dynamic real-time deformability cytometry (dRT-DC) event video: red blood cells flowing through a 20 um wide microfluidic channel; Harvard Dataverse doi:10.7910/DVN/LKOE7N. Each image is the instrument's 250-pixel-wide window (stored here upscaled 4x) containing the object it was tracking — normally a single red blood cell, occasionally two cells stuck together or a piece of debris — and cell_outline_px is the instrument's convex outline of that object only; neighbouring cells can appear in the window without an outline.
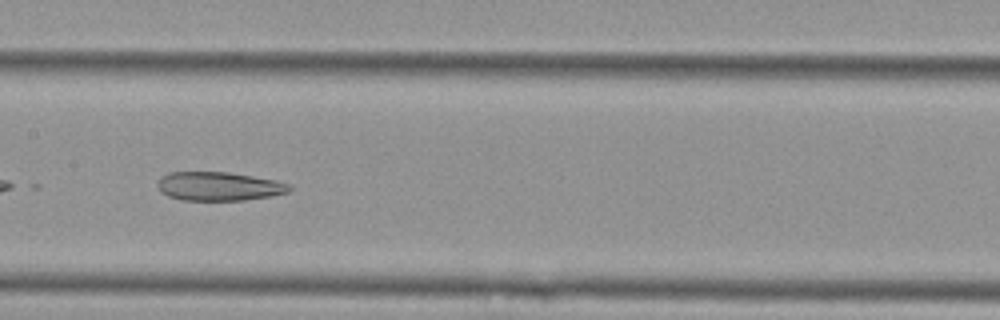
{"species": "Egyptian fruit bat (a non-hibernating species)", "species_latin": "Rousettus aegyptiacus", "temperature_condition": "cold", "stored_images_in_passage": 9, "camera_frame_rate_fps": 3000, "um_per_image_px": 0.085, "animal": {"sex": "female"}, "frame": {"image": 1, "passage_image": 8, "time_ms": 2.333, "image_size_px": [1000, 320], "cell_outline_px": [[292, 188], [288, 192], [272, 196], [244, 200], [180, 200], [168, 196], [160, 192], [156, 184], [160, 176], [168, 172], [228, 172], [276, 180], [288, 184]], "centroid_in_image_um": [18.56, 15.83], "position_along_channel_um": 188.8, "area_um2": 22.25}}
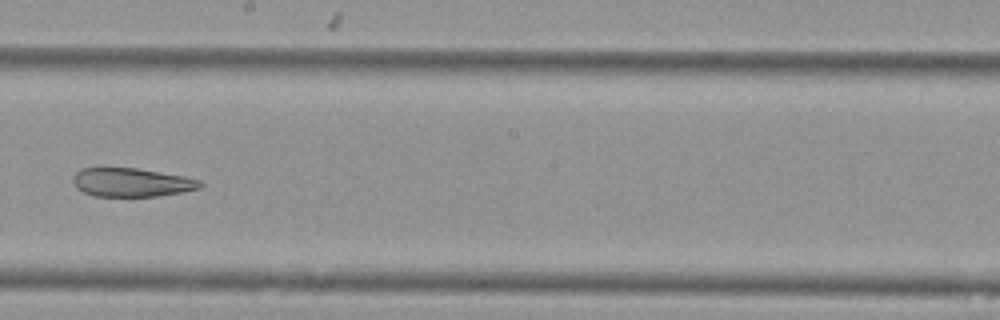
{"frame": {"image": 2, "passage_image": 9, "time_ms": 2.667, "image_size_px": [1000, 320], "cell_outline_px": [[204, 184], [200, 188], [160, 196], [92, 196], [76, 188], [72, 180], [72, 176], [80, 168], [136, 168], [184, 176], [200, 180]], "centroid_in_image_um": [11.16, 15.5], "position_along_channel_um": 237.0, "area_um2": 21.27}}